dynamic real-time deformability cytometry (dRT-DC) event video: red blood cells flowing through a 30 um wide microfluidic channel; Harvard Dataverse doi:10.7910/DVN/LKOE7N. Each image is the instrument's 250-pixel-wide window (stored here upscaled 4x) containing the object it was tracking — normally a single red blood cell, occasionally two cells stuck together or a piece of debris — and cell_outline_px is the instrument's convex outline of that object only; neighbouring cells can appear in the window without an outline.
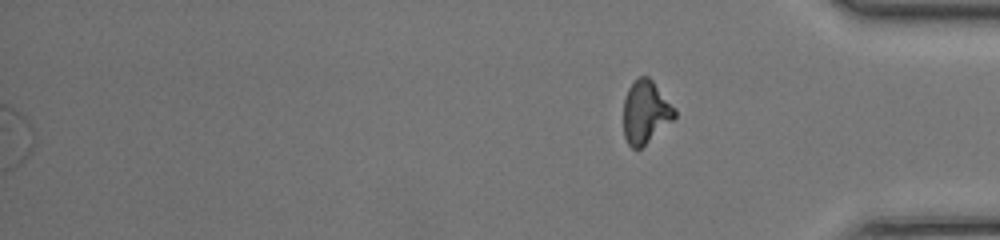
{"species": "common noctule bat (a hibernating species)", "species_latin": "Nyctalus noctula", "temperature_condition": "room temperature", "stored_images_in_passage": 49, "segment_of_instrument_passage": [2, 2], "camera_frame_rate_fps": 3000, "um_per_image_px": 0.085, "animal": {"sex": "female", "body_mass_g": 17.0, "forearm_length_mm": 48.0}, "frame": {"image": 1, "passage_image": 49, "time_ms": 16.0, "image_size_px": [1000, 240], "cell_outline_px": [[676, 116], [672, 120], [640, 148], [632, 148], [628, 144], [624, 136], [624, 100], [628, 88], [640, 76], [648, 76], [652, 80], [676, 108]], "centroid_in_image_um": [54.87, 9.51], "position_along_channel_um": 380.3, "area_um2": 18.44}}